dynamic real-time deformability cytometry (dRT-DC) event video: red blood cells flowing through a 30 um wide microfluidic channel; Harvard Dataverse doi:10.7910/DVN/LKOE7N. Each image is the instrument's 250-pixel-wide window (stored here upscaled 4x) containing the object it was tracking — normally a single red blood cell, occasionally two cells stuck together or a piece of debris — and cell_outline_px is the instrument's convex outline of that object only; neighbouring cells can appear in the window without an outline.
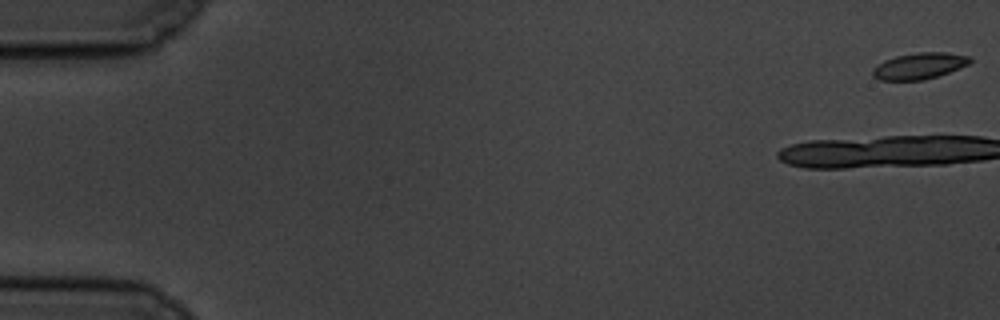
{"species": "common noctule bat (a hibernating species)", "species_latin": "Nyctalus noctula", "temperature_condition": "cold", "stored_images_in_passage": 43, "camera_frame_rate_fps": 3000, "um_per_image_px": 0.085, "animal": {"sex": "male", "body_mass_g": 19.5, "forearm_length_mm": 54.6}, "frame": {"image": 1, "passage_image": 1, "time_ms": 0.0, "image_size_px": [1000, 320], "cell_outline_px": [[972, 60], [968, 64], [960, 68], [924, 80], [880, 80], [872, 76], [872, 68], [876, 64], [884, 60], [896, 56], [920, 52], [944, 52], [972, 56]], "centroid_in_image_um": [78.12, 5.6], "position_along_channel_um": 6.9, "area_um2": 14.97}}
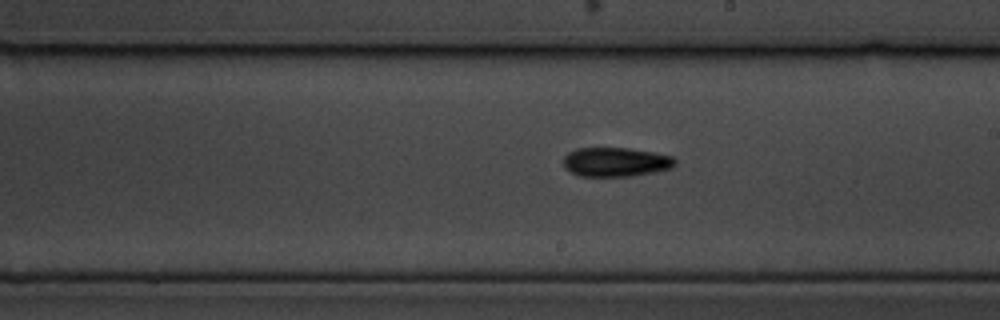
{"frame": {"image": 2, "passage_image": 30, "time_ms": 9.667, "image_size_px": [1000, 320], "cell_outline_px": [[676, 164], [672, 168], [656, 172], [632, 176], [580, 176], [564, 168], [564, 156], [568, 152], [576, 148], [628, 148], [656, 152], [672, 156], [676, 160]], "centroid_in_image_um": [52.37, 13.76], "position_along_channel_um": 236.6, "area_um2": 19.19}}
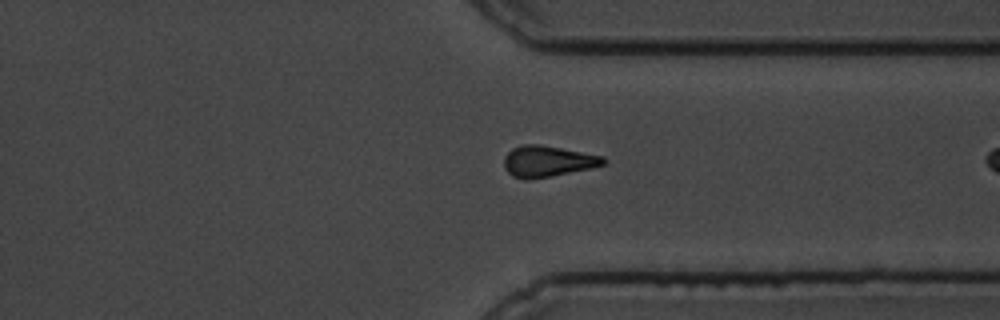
{"frame": {"image": 3, "passage_image": 41, "time_ms": 13.333, "image_size_px": [1000, 320], "cell_outline_px": [[604, 164], [592, 168], [552, 176], [528, 180], [512, 176], [504, 168], [504, 156], [512, 148], [524, 144], [540, 144], [604, 156]], "centroid_in_image_um": [46.52, 13.71], "position_along_channel_um": 364.9, "area_um2": 18.03}}